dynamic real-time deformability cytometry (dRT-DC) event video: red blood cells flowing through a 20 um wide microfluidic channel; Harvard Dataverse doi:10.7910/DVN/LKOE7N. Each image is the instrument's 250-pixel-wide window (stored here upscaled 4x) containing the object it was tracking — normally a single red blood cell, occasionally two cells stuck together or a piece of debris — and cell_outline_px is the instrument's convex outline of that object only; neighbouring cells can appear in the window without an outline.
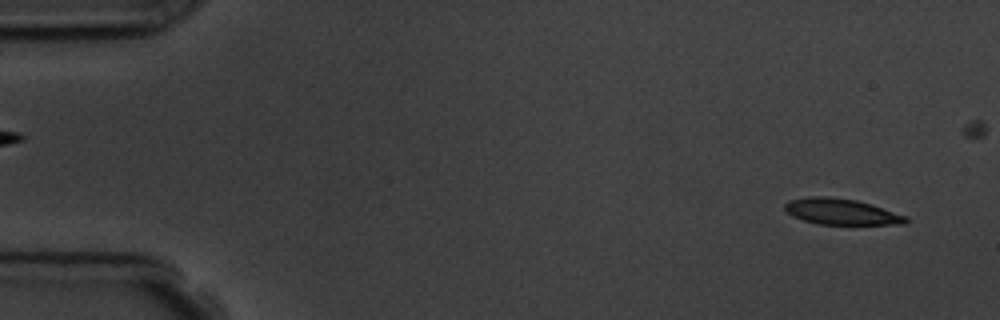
{"species": "common noctule bat (a hibernating species)", "species_latin": "Nyctalus noctula", "temperature_condition": "room temperature", "stored_images_in_passage": 7, "camera_frame_rate_fps": 3000, "um_per_image_px": 0.085, "animal": {"sex": "male", "body_mass_g": 19.5, "forearm_length_mm": 54.6}, "frame": {"image": 1, "passage_image": 1, "time_ms": 0.0, "image_size_px": [1000, 320], "cell_outline_px": [[908, 220], [904, 224], [820, 224], [804, 220], [792, 216], [784, 208], [784, 204], [788, 200], [812, 196], [828, 196], [856, 200], [872, 204], [908, 216]], "centroid_in_image_um": [71.52, 17.98], "position_along_channel_um": 13.5, "area_um2": 18.32}}
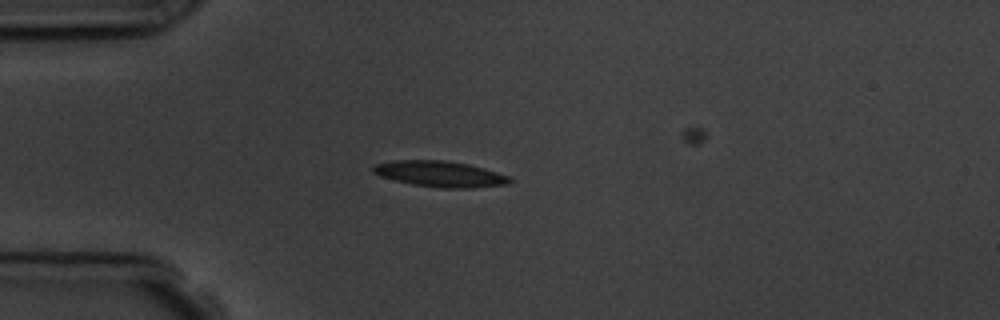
{"frame": {"image": 2, "passage_image": 4, "time_ms": 3.667, "image_size_px": [1000, 320], "cell_outline_px": [[512, 180], [508, 184], [472, 188], [440, 188], [412, 184], [380, 176], [372, 172], [372, 168], [376, 164], [392, 160], [444, 160], [468, 164], [484, 168], [512, 176]], "centroid_in_image_um": [37.44, 14.78], "position_along_channel_um": 47.6, "area_um2": 20.69}}